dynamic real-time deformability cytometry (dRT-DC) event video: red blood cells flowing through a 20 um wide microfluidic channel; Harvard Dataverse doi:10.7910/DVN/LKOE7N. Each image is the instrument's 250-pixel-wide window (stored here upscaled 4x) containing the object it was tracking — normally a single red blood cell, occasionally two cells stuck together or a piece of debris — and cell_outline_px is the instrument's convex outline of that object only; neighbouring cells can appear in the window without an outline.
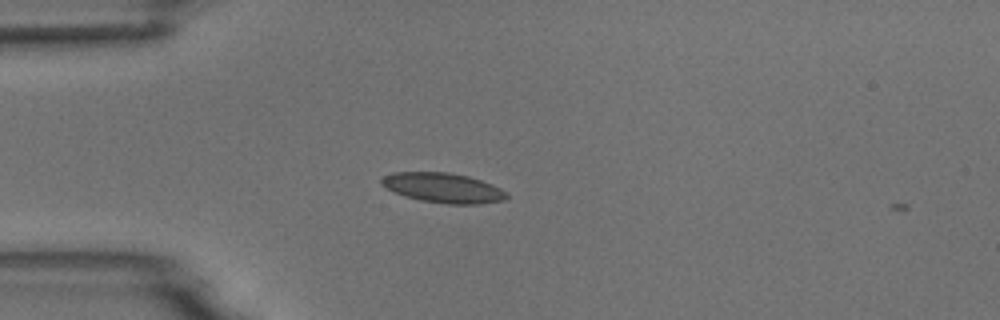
{"species": "common noctule bat (a hibernating species)", "species_latin": "Nyctalus noctula", "temperature_condition": "room temperature", "stored_images_in_passage": 2, "camera_frame_rate_fps": 3000, "um_per_image_px": 0.085, "animal": {"sex": "male", "body_mass_g": 18.8}, "frame": {"image": 1, "passage_image": 1, "time_ms": 0.0, "image_size_px": [1000, 320], "cell_outline_px": [[508, 196], [504, 200], [480, 204], [448, 204], [420, 200], [404, 196], [384, 188], [380, 184], [380, 180], [384, 176], [392, 172], [448, 172], [468, 176], [492, 184], [508, 192]], "centroid_in_image_um": [37.65, 15.96], "position_along_channel_um": 47.4, "area_um2": 21.91}}